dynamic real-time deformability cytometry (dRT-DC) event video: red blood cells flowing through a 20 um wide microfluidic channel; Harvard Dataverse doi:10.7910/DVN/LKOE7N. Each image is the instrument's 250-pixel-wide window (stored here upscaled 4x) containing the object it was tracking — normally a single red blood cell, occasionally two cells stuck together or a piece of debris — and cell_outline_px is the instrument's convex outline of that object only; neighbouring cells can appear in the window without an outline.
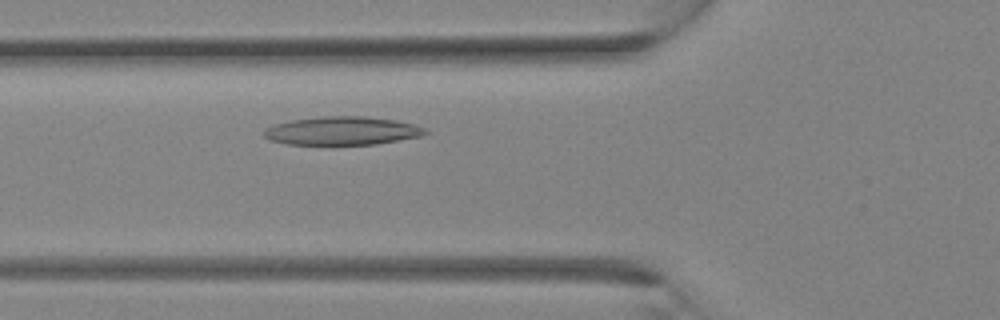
{"species": "Egyptian fruit bat (a non-hibernating species)", "species_latin": "Rousettus aegyptiacus", "temperature_condition": "room temperature", "stored_images_in_passage": 29, "camera_frame_rate_fps": 3000, "um_per_image_px": 0.085, "animal": {"sex": "female"}, "frame": {"image": 1, "passage_image": 8, "time_ms": 2.333, "image_size_px": [1000, 320], "cell_outline_px": [[428, 132], [420, 136], [376, 144], [288, 144], [272, 140], [264, 136], [264, 132], [268, 128], [276, 124], [292, 120], [320, 116], [364, 116], [396, 120], [412, 124], [424, 128]], "centroid_in_image_um": [29.1, 11.11], "position_along_channel_um": 96.7, "area_um2": 26.24}}
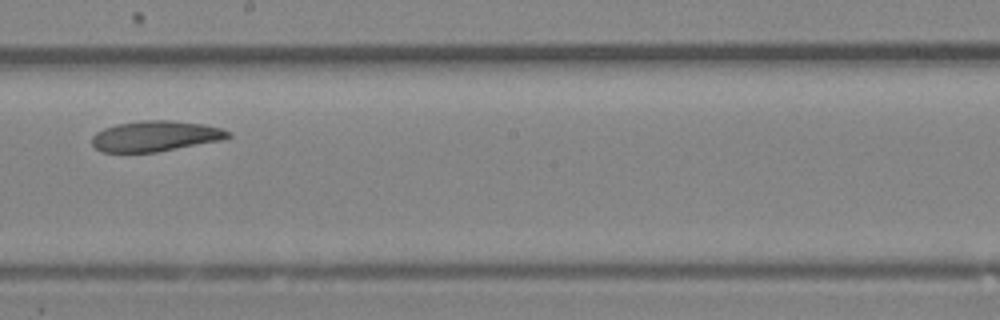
{"frame": {"image": 2, "passage_image": 15, "time_ms": 4.667, "image_size_px": [1000, 320], "cell_outline_px": [[232, 136], [220, 140], [156, 152], [100, 152], [92, 144], [92, 136], [96, 132], [104, 128], [116, 124], [140, 120], [172, 120], [204, 124], [224, 128], [232, 132]], "centroid_in_image_um": [13.22, 11.56], "position_along_channel_um": 235.0, "area_um2": 24.39}}
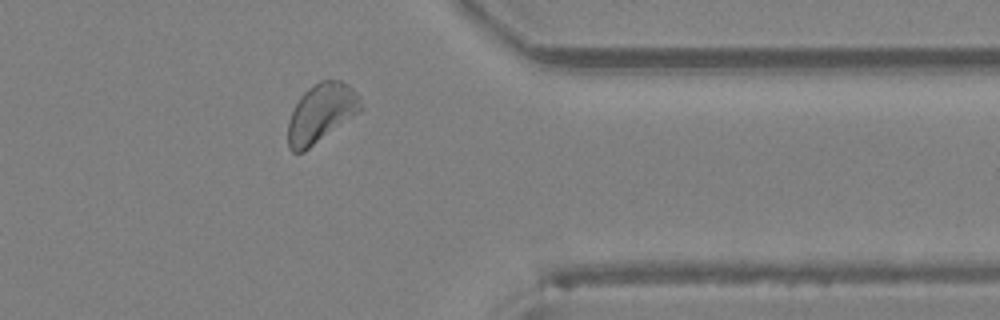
{"frame": {"image": 3, "passage_image": 23, "time_ms": 7.333, "image_size_px": [1000, 320], "cell_outline_px": [[364, 108], [360, 112], [304, 152], [292, 152], [288, 148], [288, 120], [300, 96], [308, 88], [320, 80], [340, 80], [348, 84], [360, 96]], "centroid_in_image_um": [27.32, 9.61], "position_along_channel_um": 384.1, "area_um2": 25.09}}